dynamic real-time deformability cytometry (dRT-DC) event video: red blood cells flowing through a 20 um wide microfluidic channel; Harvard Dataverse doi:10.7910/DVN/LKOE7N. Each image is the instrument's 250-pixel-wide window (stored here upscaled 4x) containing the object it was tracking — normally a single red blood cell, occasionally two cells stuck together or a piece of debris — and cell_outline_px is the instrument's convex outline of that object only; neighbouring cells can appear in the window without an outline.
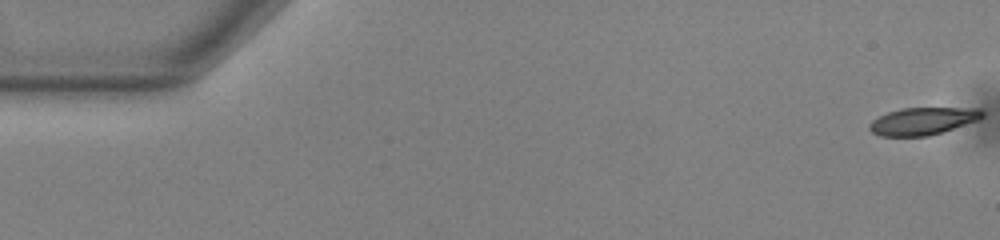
{"species": "common noctule bat (a hibernating species)", "species_latin": "Nyctalus noctula", "temperature_condition": "warm", "stored_images_in_passage": 34, "camera_frame_rate_fps": 3000, "um_per_image_px": 0.085, "animal": {"sex": "male", "body_mass_g": 13.0, "forearm_length_mm": 53.1}, "frame": {"image": 1, "passage_image": 1, "time_ms": 0.0, "image_size_px": [1000, 240], "cell_outline_px": [[984, 116], [976, 120], [928, 136], [880, 136], [872, 132], [868, 128], [868, 124], [872, 120], [888, 112], [900, 108], [980, 108], [984, 112]], "centroid_in_image_um": [78.4, 10.28], "position_along_channel_um": 6.6, "area_um2": 17.8}}
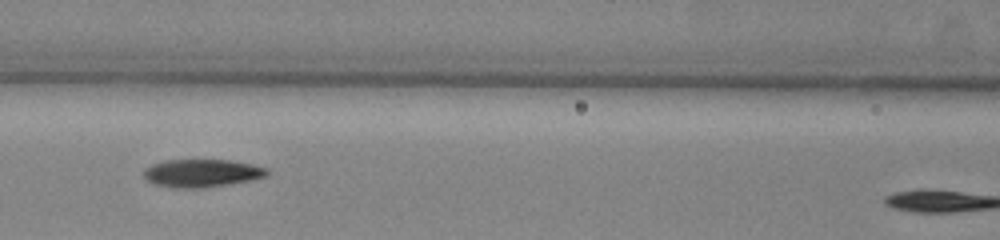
{"frame": {"image": 2, "passage_image": 24, "time_ms": 7.667, "image_size_px": [1000, 240], "cell_outline_px": [[268, 176], [252, 180], [204, 188], [172, 188], [152, 184], [144, 180], [144, 168], [152, 164], [168, 160], [232, 160], [252, 164], [268, 168]], "centroid_in_image_um": [17.14, 14.72], "position_along_channel_um": 149.5, "area_um2": 20.35}}
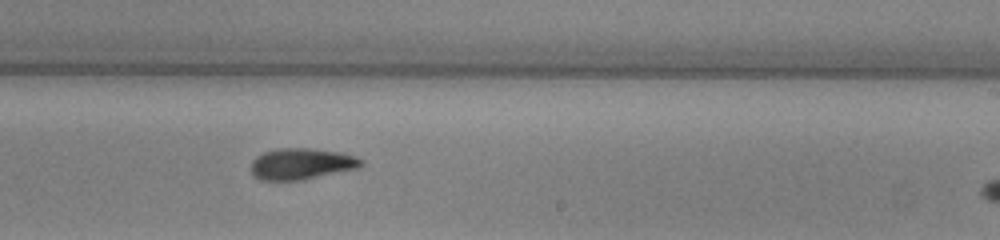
{"frame": {"image": 3, "passage_image": 33, "time_ms": 10.667, "image_size_px": [1000, 240], "cell_outline_px": [[364, 164], [360, 168], [304, 180], [260, 180], [252, 176], [252, 160], [256, 156], [264, 152], [276, 148], [312, 148], [336, 152], [352, 156], [360, 160]], "centroid_in_image_um": [25.59, 13.94], "position_along_channel_um": 263.4, "area_um2": 20.11}}